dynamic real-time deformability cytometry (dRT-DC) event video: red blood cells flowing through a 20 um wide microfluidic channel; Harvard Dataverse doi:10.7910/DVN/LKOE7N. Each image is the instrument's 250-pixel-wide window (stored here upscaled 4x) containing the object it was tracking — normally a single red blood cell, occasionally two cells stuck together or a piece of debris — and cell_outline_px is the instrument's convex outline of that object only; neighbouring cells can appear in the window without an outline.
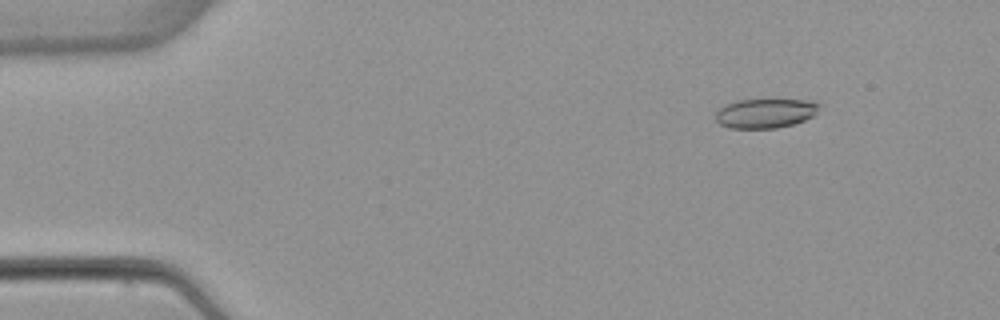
{"species": "common noctule bat (a hibernating species)", "species_latin": "Nyctalus noctula", "temperature_condition": "warm", "stored_images_in_passage": 4, "camera_frame_rate_fps": 3000, "um_per_image_px": 0.085, "animal": {"sex": "female", "body_mass_g": 22.7, "forearm_length_mm": 54.2}, "frame": {"image": 1, "passage_image": 2, "time_ms": 2.0, "image_size_px": [1000, 320], "cell_outline_px": [[824, 104], [812, 116], [804, 120], [792, 124], [776, 128], [728, 128], [720, 124], [716, 120], [716, 112], [724, 104], [736, 100], [804, 100]], "centroid_in_image_um": [65.04, 9.62], "position_along_channel_um": 20.0, "area_um2": 17.74}}
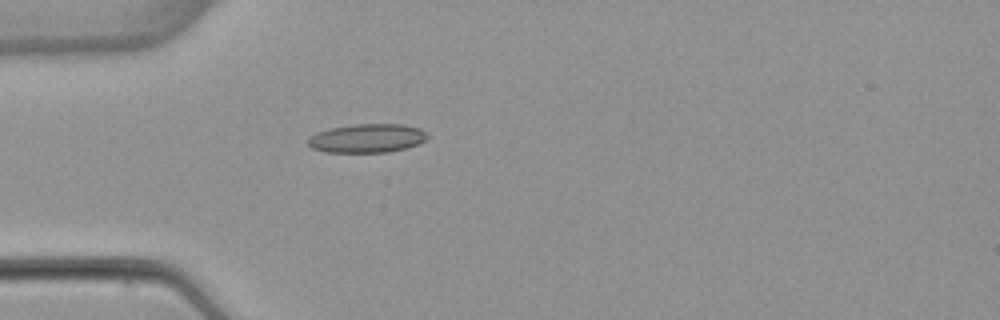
{"frame": {"image": 2, "passage_image": 4, "time_ms": 5.0, "image_size_px": [1000, 320], "cell_outline_px": [[428, 136], [424, 140], [416, 144], [404, 148], [388, 152], [324, 152], [312, 148], [308, 144], [308, 140], [316, 132], [328, 128], [352, 124], [404, 124], [420, 128]], "centroid_in_image_um": [31.17, 11.74], "position_along_channel_um": 53.8, "area_um2": 19.94}}